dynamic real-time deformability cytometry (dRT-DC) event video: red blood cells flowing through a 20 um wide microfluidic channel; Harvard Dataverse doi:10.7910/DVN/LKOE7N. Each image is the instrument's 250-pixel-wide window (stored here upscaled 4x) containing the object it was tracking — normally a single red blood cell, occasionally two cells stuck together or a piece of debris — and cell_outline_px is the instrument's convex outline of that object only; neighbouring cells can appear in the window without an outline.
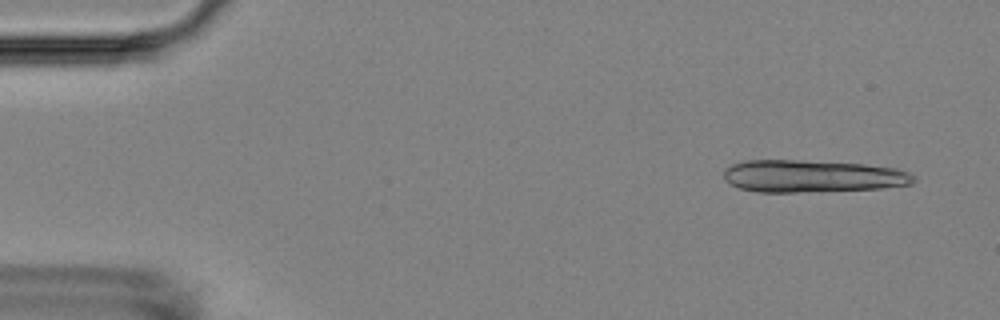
{"species": "Egyptian fruit bat (a non-hibernating species)", "species_latin": "Rousettus aegyptiacus", "temperature_condition": "room temperature", "stored_images_in_passage": 4, "camera_frame_rate_fps": 3000, "um_per_image_px": 0.085, "animal": {"sex": "female"}, "frame": {"image": 1, "passage_image": 1, "time_ms": 0.0, "image_size_px": [1000, 320], "cell_outline_px": [[916, 180], [912, 184], [880, 188], [796, 192], [756, 192], [740, 188], [724, 180], [724, 168], [732, 164], [744, 160], [800, 160], [864, 164], [896, 168], [908, 172], [916, 176]], "centroid_in_image_um": [69.04, 14.97], "position_along_channel_um": 16.0, "area_um2": 35.84}}